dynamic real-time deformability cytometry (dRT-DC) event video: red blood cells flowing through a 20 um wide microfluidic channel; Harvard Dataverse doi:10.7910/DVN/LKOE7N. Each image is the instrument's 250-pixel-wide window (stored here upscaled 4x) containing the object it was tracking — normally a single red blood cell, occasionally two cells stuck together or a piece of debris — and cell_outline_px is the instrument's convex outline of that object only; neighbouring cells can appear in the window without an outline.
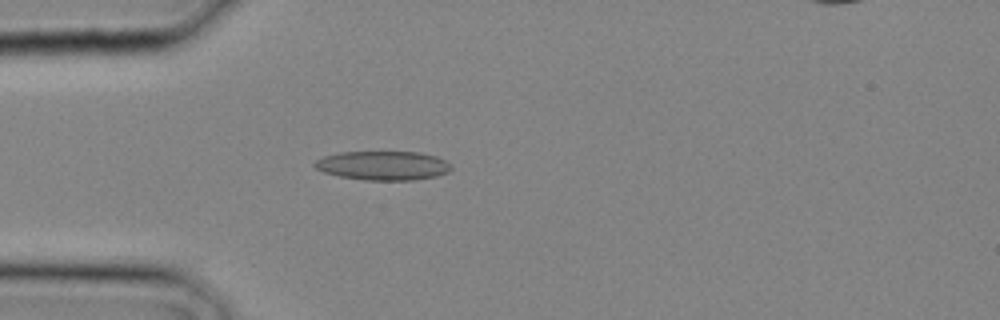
{"species": "common noctule bat (a hibernating species)", "species_latin": "Nyctalus noctula", "temperature_condition": "cold", "stored_images_in_passage": 16, "camera_frame_rate_fps": 3000, "um_per_image_px": 0.085, "animal": {"sex": "male", "body_mass_g": 20.4}, "frame": {"image": 1, "passage_image": 8, "time_ms": 2.333, "image_size_px": [1000, 320], "cell_outline_px": [[452, 168], [448, 172], [436, 176], [412, 180], [364, 180], [340, 176], [324, 172], [316, 168], [312, 164], [316, 160], [324, 156], [340, 152], [420, 152], [436, 156], [452, 164]], "centroid_in_image_um": [32.57, 14.07], "position_along_channel_um": 52.4, "area_um2": 23.12}}
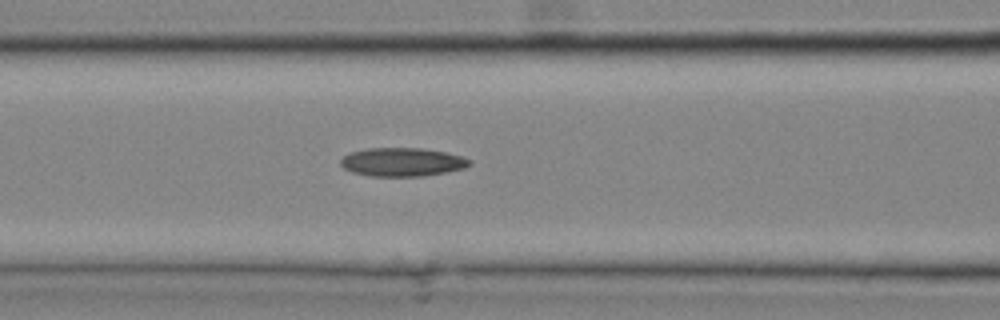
{"frame": {"image": 2, "passage_image": 12, "time_ms": 3.667, "image_size_px": [1000, 320], "cell_outline_px": [[472, 164], [464, 168], [424, 176], [368, 176], [352, 172], [344, 168], [340, 164], [340, 160], [344, 156], [352, 152], [368, 148], [424, 148], [448, 152], [464, 156], [472, 160]], "centroid_in_image_um": [34.23, 13.77], "position_along_channel_um": 132.4, "area_um2": 21.62}}
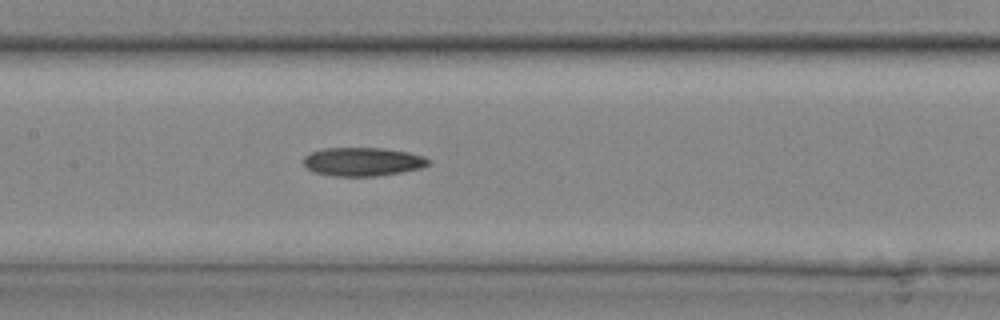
{"frame": {"image": 3, "passage_image": 14, "time_ms": 4.333, "image_size_px": [1000, 320], "cell_outline_px": [[432, 164], [420, 168], [400, 172], [376, 176], [332, 176], [316, 172], [308, 168], [304, 164], [304, 156], [312, 152], [324, 148], [384, 148], [408, 152], [424, 156], [432, 160]], "centroid_in_image_um": [30.88, 13.74], "position_along_channel_um": 176.5, "area_um2": 20.81}}